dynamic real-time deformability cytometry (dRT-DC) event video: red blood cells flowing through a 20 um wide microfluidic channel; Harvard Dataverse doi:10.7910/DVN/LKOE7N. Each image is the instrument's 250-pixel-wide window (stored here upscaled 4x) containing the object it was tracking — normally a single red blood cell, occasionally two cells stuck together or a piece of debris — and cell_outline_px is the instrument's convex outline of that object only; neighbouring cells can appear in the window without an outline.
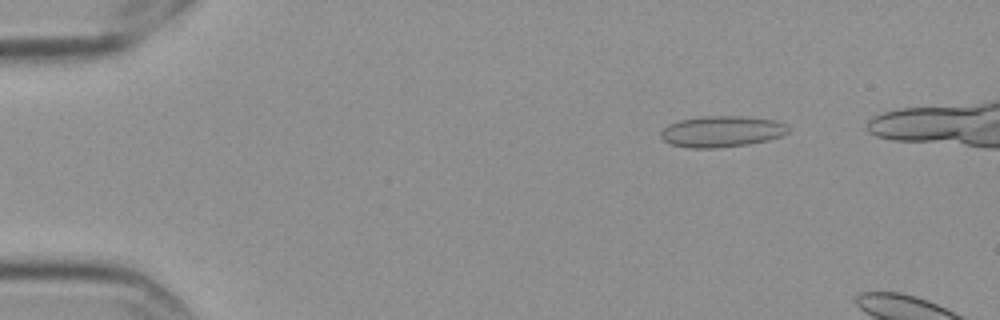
{"species": "Egyptian fruit bat (a non-hibernating species)", "species_latin": "Rousettus aegyptiacus", "temperature_condition": "cold", "stored_images_in_passage": 5, "camera_frame_rate_fps": 3000, "um_per_image_px": 0.085, "frame": {"image": 1, "passage_image": 3, "time_ms": 0.667, "image_size_px": [1000, 320], "cell_outline_px": [[788, 132], [780, 136], [768, 140], [744, 144], [716, 148], [688, 148], [672, 144], [664, 140], [660, 136], [660, 132], [668, 124], [680, 120], [700, 116], [740, 116], [776, 120], [784, 124], [788, 128]], "centroid_in_image_um": [61.31, 11.17], "position_along_channel_um": 23.7, "area_um2": 22.95}}